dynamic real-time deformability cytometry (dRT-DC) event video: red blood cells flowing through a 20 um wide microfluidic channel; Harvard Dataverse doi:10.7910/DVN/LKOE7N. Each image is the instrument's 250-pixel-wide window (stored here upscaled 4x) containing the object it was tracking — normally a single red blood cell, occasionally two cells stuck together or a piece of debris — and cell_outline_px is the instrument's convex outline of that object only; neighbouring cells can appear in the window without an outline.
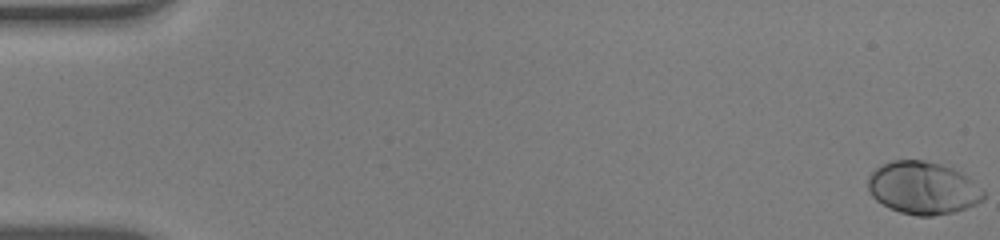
{"species": "human", "species_latin": "Homo sapiens", "temperature_condition": "warm", "stored_images_in_passage": 54, "camera_frame_rate_fps": 3000, "um_per_image_px": 0.085, "donor": {"sex": "male"}, "frame": {"image": 1, "passage_image": 1, "time_ms": 0.0, "image_size_px": [1000, 240], "cell_outline_px": [[984, 200], [976, 204], [952, 212], [932, 216], [916, 216], [900, 212], [876, 200], [872, 196], [868, 188], [868, 176], [880, 164], [892, 160], [924, 160], [940, 164], [952, 168], [968, 176], [984, 192]], "centroid_in_image_um": [78.44, 15.96], "position_along_channel_um": 6.6, "area_um2": 35.32}}
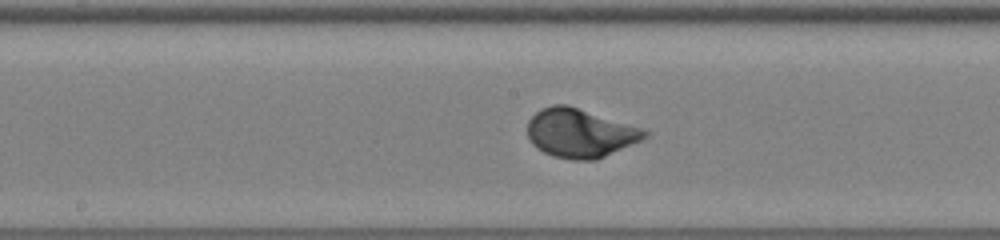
{"frame": {"image": 2, "passage_image": 29, "time_ms": 9.333, "image_size_px": [1000, 240], "cell_outline_px": [[652, 132], [648, 136], [640, 140], [596, 160], [572, 160], [552, 156], [544, 152], [532, 144], [528, 136], [528, 120], [540, 108], [552, 104], [568, 104], [644, 128]], "centroid_in_image_um": [49.31, 11.29], "position_along_channel_um": 198.9, "area_um2": 33.58}}
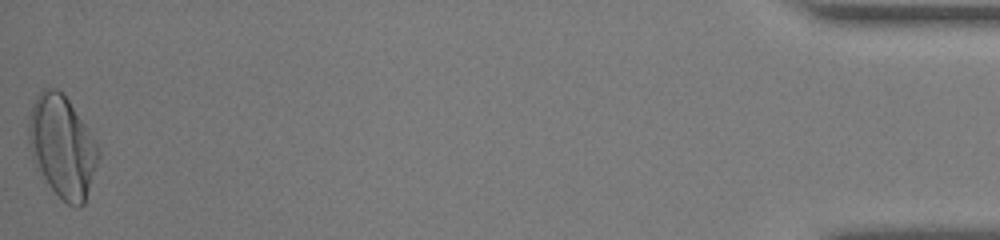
{"frame": {"image": 3, "passage_image": 54, "time_ms": 17.667, "image_size_px": [1000, 240], "cell_outline_px": [[100, 156], [84, 204], [80, 208], [76, 208], [68, 204], [48, 184], [36, 168], [32, 160], [28, 140], [28, 124], [32, 104], [36, 96], [44, 88], [56, 88], [68, 100], [100, 148]], "centroid_in_image_um": [5.28, 12.48], "position_along_channel_um": 429.9, "area_um2": 41.1}, "authors_computed_cell_mechanics": {"area_um2": 33.235, "velocity_mm_per_s": 3.9079, "shape_relaxation_time_tau1_ms": 1.9751, "shape_relaxation_time_tau2_ms": null, "deformation_change_tau1": 0.1754, "deformation_change_tau2": null}}